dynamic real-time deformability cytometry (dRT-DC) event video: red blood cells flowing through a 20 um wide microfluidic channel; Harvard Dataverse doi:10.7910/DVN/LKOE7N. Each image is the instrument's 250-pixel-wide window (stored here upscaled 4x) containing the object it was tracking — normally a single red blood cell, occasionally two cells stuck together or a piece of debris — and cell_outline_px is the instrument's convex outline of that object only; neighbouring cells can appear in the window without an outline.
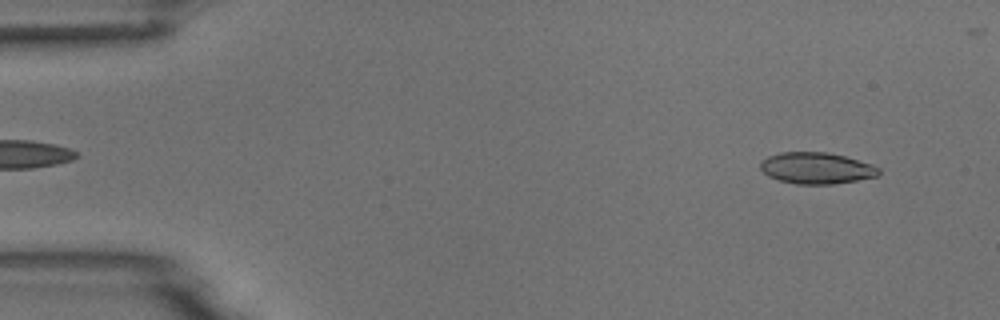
{"species": "common noctule bat (a hibernating species)", "species_latin": "Nyctalus noctula", "temperature_condition": "room temperature", "stored_images_in_passage": 53, "camera_frame_rate_fps": 3000, "um_per_image_px": 0.085, "animal": {"sex": "male", "body_mass_g": 18.8}, "frame": {"image": 1, "passage_image": 4, "time_ms": 1.0, "image_size_px": [1000, 320], "cell_outline_px": [[880, 176], [832, 184], [796, 184], [780, 180], [768, 176], [760, 168], [760, 164], [768, 156], [780, 152], [828, 152], [844, 156], [872, 164], [880, 168]], "centroid_in_image_um": [69.42, 14.29], "position_along_channel_um": 15.6, "area_um2": 21.62}}
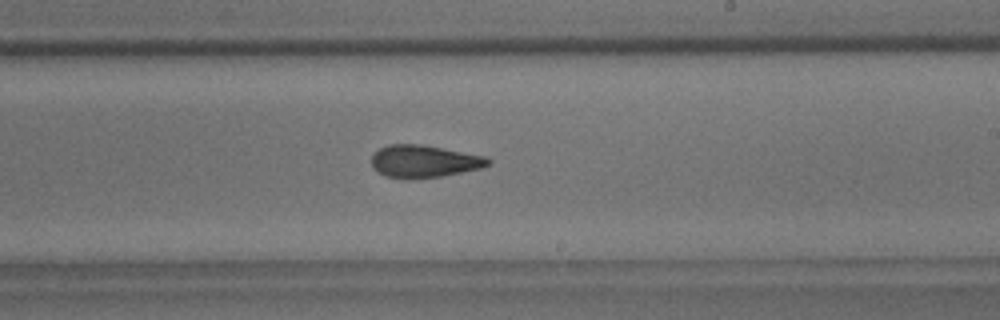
{"frame": {"image": 2, "passage_image": 31, "time_ms": 10.0, "image_size_px": [1000, 320], "cell_outline_px": [[492, 164], [480, 168], [440, 176], [408, 180], [384, 176], [372, 168], [372, 156], [380, 148], [388, 144], [420, 144], [484, 156], [492, 160]], "centroid_in_image_um": [36.01, 13.72], "position_along_channel_um": 253.0, "area_um2": 22.02}}
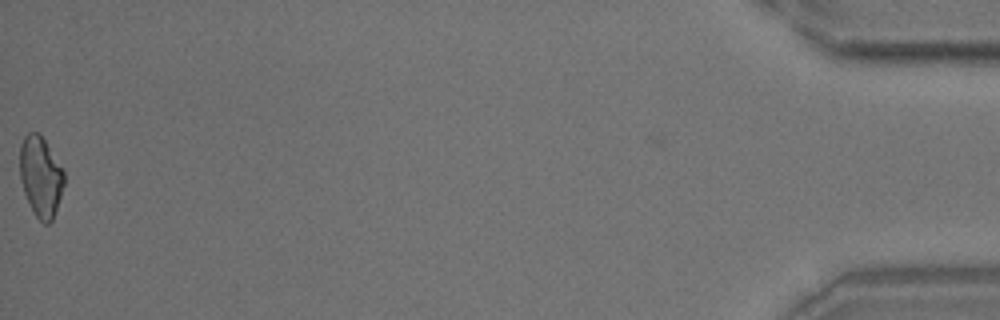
{"frame": {"image": 3, "passage_image": 53, "time_ms": 17.333, "image_size_px": [1000, 320], "cell_outline_px": [[64, 184], [52, 220], [48, 224], [44, 224], [36, 216], [24, 192], [20, 180], [20, 144], [24, 136], [28, 132], [36, 132], [44, 140], [64, 168]], "centroid_in_image_um": [3.46, 14.98], "position_along_channel_um": 431.7, "area_um2": 20.52}, "authors_computed_cell_mechanics": {"area_um2": 21.7328, "velocity_mm_per_s": 3.7768, "shape_relaxation_time_tau1_ms": 6.2107, "shape_relaxation_time_tau2_ms": 2.5063, "deformation_change_tau1": 0.1667, "deformation_change_tau2": 0.1007}}